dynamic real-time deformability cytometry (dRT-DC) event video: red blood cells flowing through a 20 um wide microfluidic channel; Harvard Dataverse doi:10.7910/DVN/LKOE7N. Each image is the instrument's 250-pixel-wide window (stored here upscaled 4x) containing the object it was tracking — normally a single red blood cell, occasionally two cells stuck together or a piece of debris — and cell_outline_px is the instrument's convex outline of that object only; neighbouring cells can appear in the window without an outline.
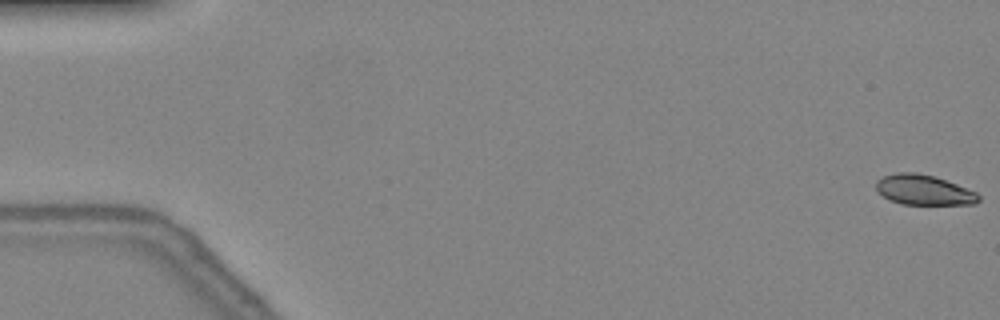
{"species": "common noctule bat (a hibernating species)", "species_latin": "Nyctalus noctula", "temperature_condition": "warm", "stored_images_in_passage": 49, "camera_frame_rate_fps": 3000, "um_per_image_px": 0.085, "animal": {"sex": "female", "body_mass_g": 24.6, "forearm_length_mm": 56.2}, "frame": {"image": 1, "passage_image": 1, "time_ms": 0.0, "image_size_px": [1000, 320], "cell_outline_px": [[980, 200], [976, 204], [900, 204], [876, 192], [876, 180], [884, 176], [896, 172], [916, 172], [936, 176], [976, 192], [980, 196]], "centroid_in_image_um": [78.51, 16.13], "position_along_channel_um": 6.5, "area_um2": 18.03}}
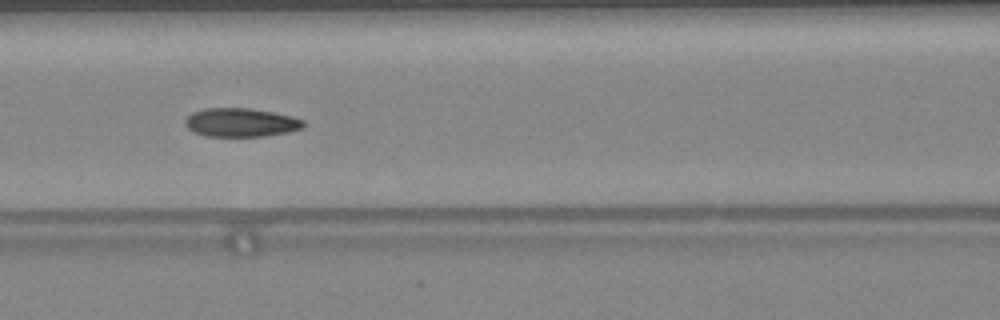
{"frame": {"image": 2, "passage_image": 22, "time_ms": 7.0, "image_size_px": [1000, 320], "cell_outline_px": [[304, 128], [288, 132], [264, 136], [208, 136], [192, 132], [184, 124], [184, 120], [192, 112], [204, 108], [248, 108], [272, 112], [292, 116], [304, 120]], "centroid_in_image_um": [20.46, 10.41], "position_along_channel_um": 146.1, "area_um2": 19.83}}
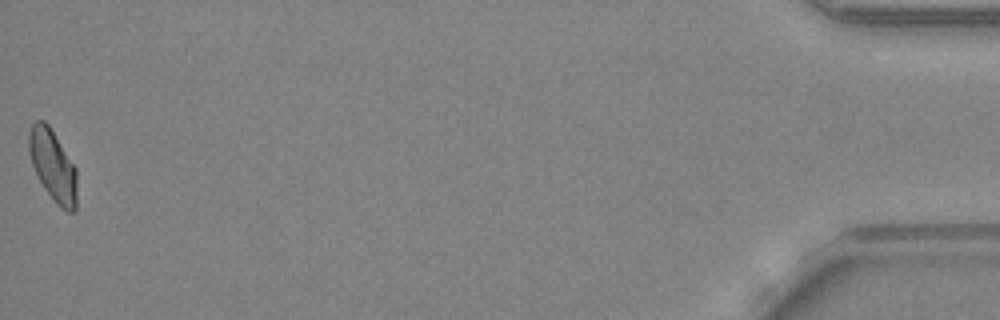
{"frame": {"image": 3, "passage_image": 49, "time_ms": 16.0, "image_size_px": [1000, 320], "cell_outline_px": [[76, 212], [68, 212], [60, 208], [56, 204], [44, 188], [32, 164], [28, 148], [28, 132], [32, 124], [36, 120], [44, 120], [48, 124], [76, 168]], "centroid_in_image_um": [4.49, 14.08], "position_along_channel_um": 430.7, "area_um2": 19.88}, "authors_computed_cell_mechanics": {"area_um2": 19.7098, "velocity_mm_per_s": 4.2791, "shape_relaxation_time_tau1_ms": 7.996, "shape_relaxation_time_tau2_ms": 2.68, "deformation_change_tau1": 0.1613, "deformation_change_tau2": 0.0679}}